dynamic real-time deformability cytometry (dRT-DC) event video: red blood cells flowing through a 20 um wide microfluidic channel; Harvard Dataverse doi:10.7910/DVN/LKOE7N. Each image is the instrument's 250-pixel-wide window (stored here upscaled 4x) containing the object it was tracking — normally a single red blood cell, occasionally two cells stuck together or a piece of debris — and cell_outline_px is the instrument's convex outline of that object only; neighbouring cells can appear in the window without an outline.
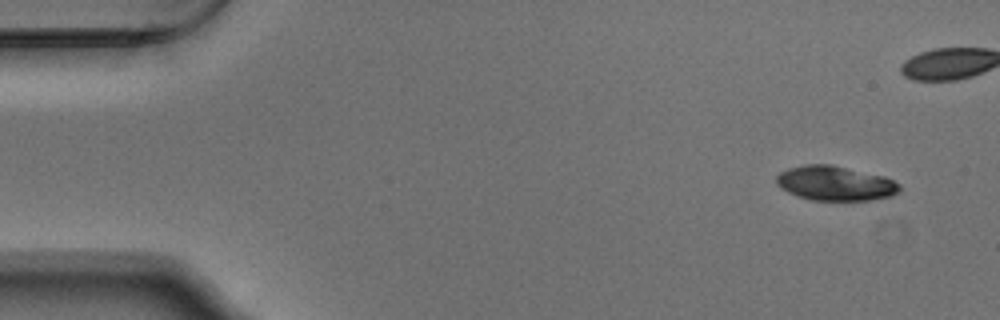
{"species": "Egyptian fruit bat (a non-hibernating species)", "species_latin": "Rousettus aegyptiacus", "temperature_condition": "warm", "stored_images_in_passage": 52, "camera_frame_rate_fps": 3000, "um_per_image_px": 0.085, "animal": {"sex": "male"}, "frame": {"image": 1, "passage_image": 1, "time_ms": 0.0, "image_size_px": [1000, 320], "cell_outline_px": [[900, 192], [892, 196], [872, 200], [812, 200], [796, 196], [780, 188], [776, 184], [776, 176], [780, 172], [788, 168], [804, 164], [832, 164], [884, 176], [900, 184]], "centroid_in_image_um": [70.98, 15.58], "position_along_channel_um": 14.0, "area_um2": 25.09}}
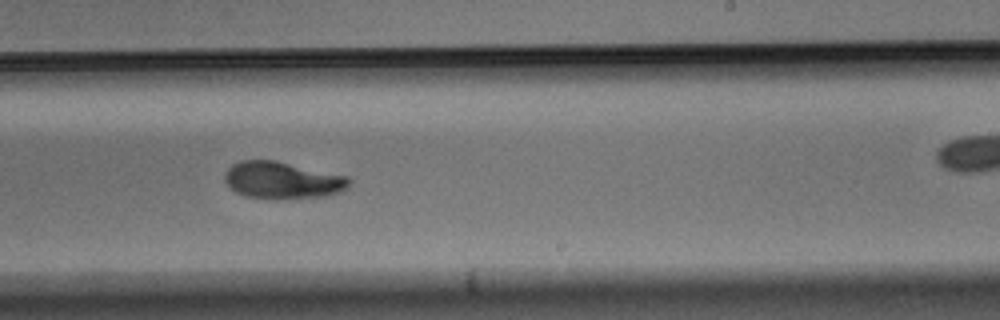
{"frame": {"image": 2, "passage_image": 30, "time_ms": 9.667, "image_size_px": [1000, 320], "cell_outline_px": [[352, 180], [340, 192], [324, 196], [276, 200], [244, 196], [236, 192], [224, 180], [224, 172], [232, 164], [240, 160], [276, 160], [348, 176]], "centroid_in_image_um": [23.98, 15.32], "position_along_channel_um": 265.0, "area_um2": 27.11}}
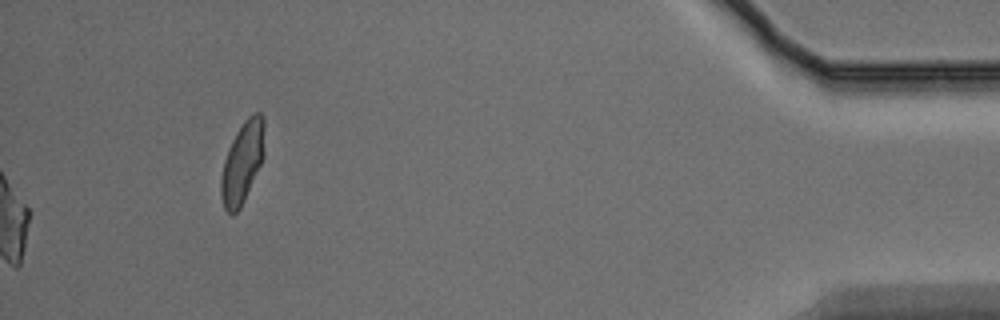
{"frame": {"image": 3, "passage_image": 52, "time_ms": 17.0, "image_size_px": [1000, 320], "cell_outline_px": [[264, 156], [244, 200], [240, 208], [232, 216], [224, 208], [220, 196], [220, 180], [224, 160], [228, 148], [236, 132], [244, 120], [252, 112], [260, 112], [264, 116]], "centroid_in_image_um": [20.6, 13.78], "position_along_channel_um": 414.6, "area_um2": 20.75}, "authors_computed_cell_mechanics": {"area_um2": 26.1834, "velocity_mm_per_s": 3.7409, "shape_relaxation_time_tau1_ms": 4.9057, "shape_relaxation_time_tau2_ms": 5.0765, "deformation_change_tau1": 0.1657, "deformation_change_tau2": 0.0843}}